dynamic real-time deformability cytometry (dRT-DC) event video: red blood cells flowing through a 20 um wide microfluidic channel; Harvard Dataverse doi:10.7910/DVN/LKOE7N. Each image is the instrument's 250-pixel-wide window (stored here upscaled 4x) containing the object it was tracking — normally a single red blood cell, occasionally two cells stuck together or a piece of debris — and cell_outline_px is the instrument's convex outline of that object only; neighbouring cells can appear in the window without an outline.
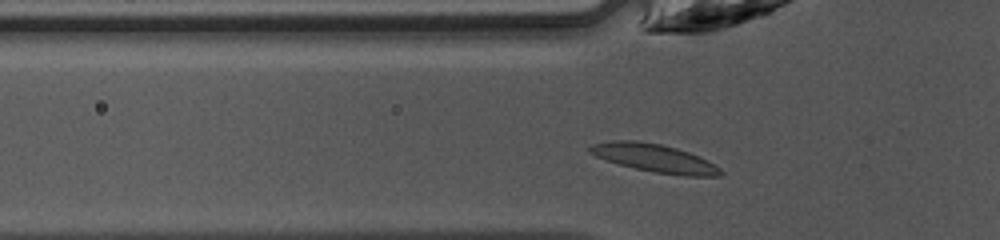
{"species": "common noctule bat (a hibernating species)", "species_latin": "Nyctalus noctula", "temperature_condition": "warm", "stored_images_in_passage": 35, "camera_frame_rate_fps": 3000, "um_per_image_px": 0.085, "animal": {"sex": "female", "body_mass_g": 10.0, "forearm_length_mm": 53.1}, "frame": {"image": 1, "passage_image": 3, "time_ms": 0.667, "image_size_px": [1000, 240], "cell_outline_px": [[724, 172], [720, 176], [684, 176], [656, 172], [636, 168], [620, 164], [596, 156], [588, 152], [588, 148], [592, 144], [612, 140], [636, 140], [660, 144], [676, 148], [700, 156], [708, 160], [720, 168]], "centroid_in_image_um": [55.66, 13.43], "position_along_channel_um": 70.1, "area_um2": 21.27}}
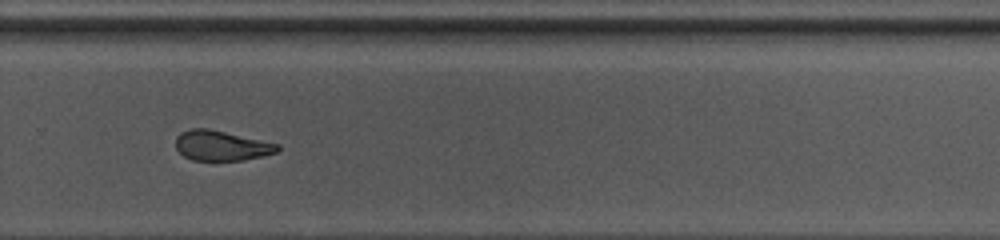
{"frame": {"image": 2, "passage_image": 20, "time_ms": 6.333, "image_size_px": [1000, 240], "cell_outline_px": [[280, 148], [276, 152], [264, 156], [244, 160], [192, 160], [184, 156], [176, 148], [176, 136], [180, 132], [188, 128], [208, 128], [280, 144]], "centroid_in_image_um": [18.81, 12.37], "position_along_channel_um": 311.0, "area_um2": 17.92}}
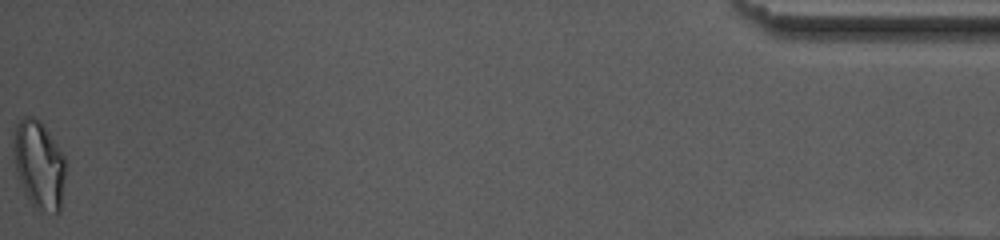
{"frame": {"image": 3, "passage_image": 35, "time_ms": 11.333, "image_size_px": [1000, 240], "cell_outline_px": [[68, 164], [60, 212], [40, 212], [32, 204], [24, 192], [16, 172], [12, 148], [12, 136], [16, 124], [24, 116], [32, 116], [40, 120], [44, 124], [64, 156]], "centroid_in_image_um": [3.33, 13.99], "position_along_channel_um": 431.9, "area_um2": 27.51}, "authors_computed_cell_mechanics": {"area_um2": 19.1318, "velocity_mm_per_s": 4.2417, "shape_relaxation_time_tau1_ms": 7.6271, "shape_relaxation_time_tau2_ms": 1.8155, "deformation_change_tau1": 0.2504, "deformation_change_tau2": 0.097}}